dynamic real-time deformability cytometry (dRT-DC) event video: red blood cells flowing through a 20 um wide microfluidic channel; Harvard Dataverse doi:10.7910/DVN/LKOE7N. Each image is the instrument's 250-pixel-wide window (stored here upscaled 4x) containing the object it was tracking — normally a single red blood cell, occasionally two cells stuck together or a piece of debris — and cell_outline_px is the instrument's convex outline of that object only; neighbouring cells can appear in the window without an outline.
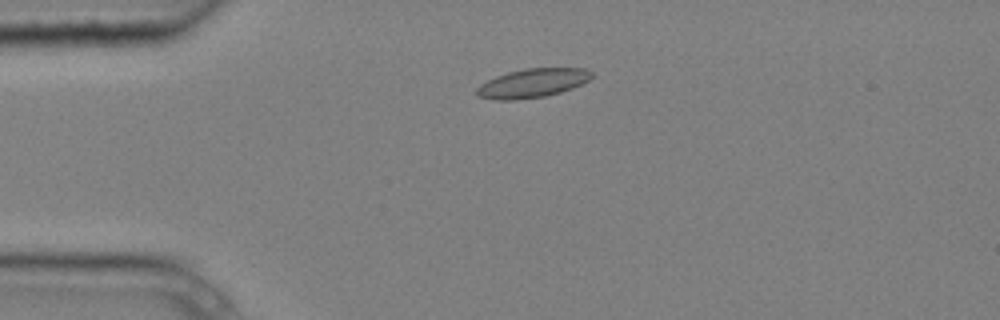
{"species": "common noctule bat (a hibernating species)", "species_latin": "Nyctalus noctula", "temperature_condition": "cold", "stored_images_in_passage": 4, "camera_frame_rate_fps": 3000, "um_per_image_px": 0.085, "animal": {"sex": "male", "body_mass_g": 20.4}, "frame": {"image": 1, "passage_image": 3, "time_ms": 0.667, "image_size_px": [1000, 320], "cell_outline_px": [[592, 76], [588, 80], [572, 88], [560, 92], [544, 96], [516, 100], [492, 100], [476, 96], [476, 88], [480, 84], [496, 76], [508, 72], [524, 68], [588, 68], [592, 72]], "centroid_in_image_um": [45.22, 7.06], "position_along_channel_um": 39.8, "area_um2": 19.42}}